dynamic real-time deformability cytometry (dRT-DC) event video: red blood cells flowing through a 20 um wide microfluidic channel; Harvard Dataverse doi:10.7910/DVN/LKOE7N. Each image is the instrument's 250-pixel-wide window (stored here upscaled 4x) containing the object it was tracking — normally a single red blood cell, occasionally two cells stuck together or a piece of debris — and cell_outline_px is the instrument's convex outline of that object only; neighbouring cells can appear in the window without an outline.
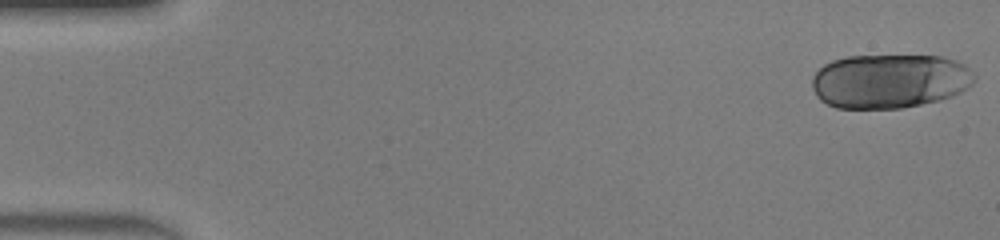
{"species": "human", "species_latin": "Homo sapiens", "temperature_condition": "warm", "stored_images_in_passage": 47, "camera_frame_rate_fps": 3000, "um_per_image_px": 0.085, "donor": {"sex": "male"}, "frame": {"image": 1, "passage_image": 1, "time_ms": 0.0, "image_size_px": [1000, 240], "cell_outline_px": [[976, 80], [968, 88], [952, 96], [940, 100], [900, 108], [836, 108], [820, 100], [816, 96], [812, 88], [812, 76], [824, 64], [832, 60], [848, 56], [940, 56], [956, 60], [964, 64], [976, 76]], "centroid_in_image_um": [75.62, 6.89], "position_along_channel_um": 9.4, "area_um2": 51.56}}